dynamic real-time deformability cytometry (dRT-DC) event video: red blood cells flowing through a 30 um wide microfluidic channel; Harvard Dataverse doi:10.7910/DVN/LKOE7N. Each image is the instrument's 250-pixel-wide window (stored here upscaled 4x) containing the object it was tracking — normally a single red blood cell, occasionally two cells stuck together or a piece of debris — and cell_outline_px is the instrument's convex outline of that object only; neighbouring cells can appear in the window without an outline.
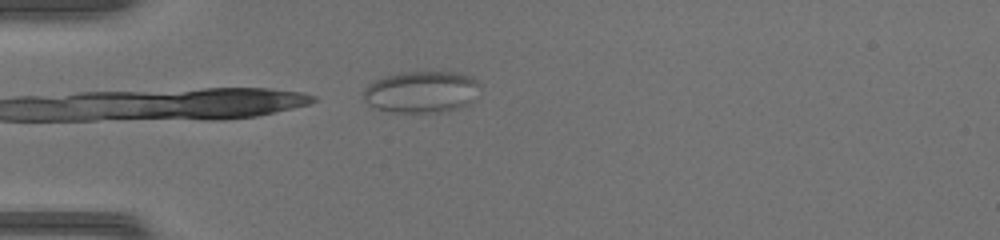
{"species": "common noctule bat (a hibernating species)", "species_latin": "Nyctalus noctula", "temperature_condition": "warm", "stored_images_in_passage": 36, "camera_frame_rate_fps": 3000, "um_per_image_px": 0.085, "animal": {"sex": "female", "body_mass_g": 17.0, "forearm_length_mm": 48.0}, "frame": {"image": 1, "passage_image": 1, "time_ms": 0.0, "image_size_px": [1000, 240], "cell_outline_px": [[480, 96], [472, 104], [448, 112], [392, 112], [372, 108], [360, 96], [360, 92], [368, 84], [384, 76], [404, 72], [456, 72], [472, 76], [480, 80]], "centroid_in_image_um": [35.88, 7.82], "position_along_channel_um": 49.1, "area_um2": 29.42}}
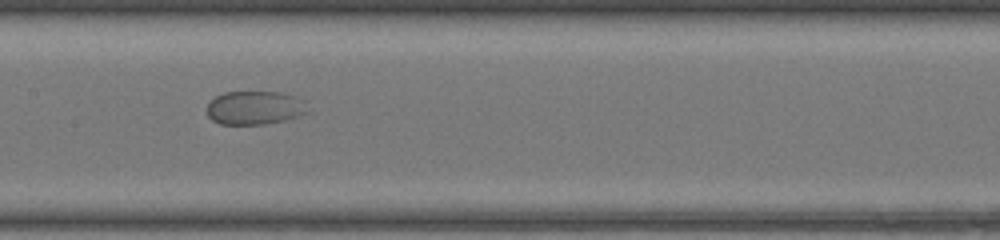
{"frame": {"image": 2, "passage_image": 12, "time_ms": 3.667, "image_size_px": [1000, 240], "cell_outline_px": [[312, 112], [300, 116], [284, 120], [264, 124], [220, 124], [212, 120], [208, 116], [208, 104], [216, 96], [224, 92], [284, 92], [308, 100]], "centroid_in_image_um": [21.79, 9.15], "position_along_channel_um": 185.6, "area_um2": 20.23}}
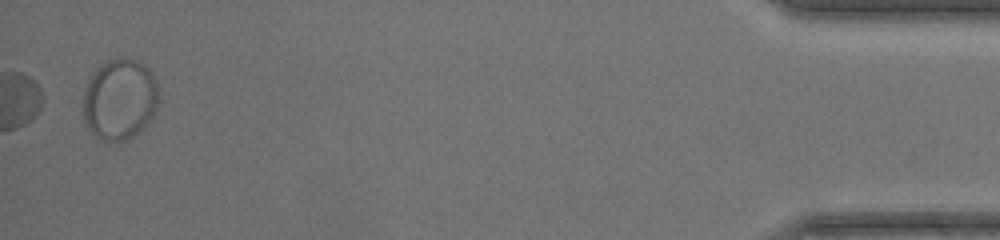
{"frame": {"image": 3, "passage_image": 35, "time_ms": 11.333, "image_size_px": [1000, 240], "cell_outline_px": [[160, 96], [156, 108], [152, 116], [144, 128], [128, 140], [104, 140], [96, 136], [84, 124], [84, 88], [92, 72], [100, 64], [116, 56], [124, 56], [140, 60], [148, 68], [156, 80]], "centroid_in_image_um": [10.19, 8.39], "position_along_channel_um": 425.0, "area_um2": 36.3}}